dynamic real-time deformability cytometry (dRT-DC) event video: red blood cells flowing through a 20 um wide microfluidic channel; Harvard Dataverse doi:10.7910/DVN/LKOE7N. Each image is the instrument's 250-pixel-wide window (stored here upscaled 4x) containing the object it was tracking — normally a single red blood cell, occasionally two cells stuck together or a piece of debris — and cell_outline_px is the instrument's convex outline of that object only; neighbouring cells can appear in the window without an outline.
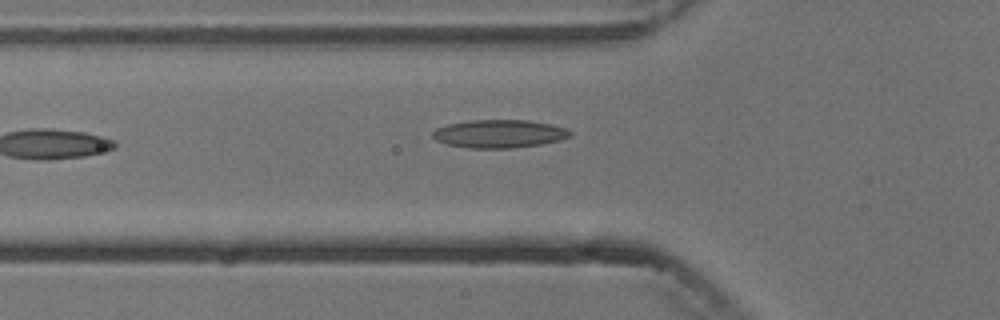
{"species": "common noctule bat (a hibernating species)", "species_latin": "Nyctalus noctula", "temperature_condition": "cold", "stored_images_in_passage": 2, "camera_frame_rate_fps": 3000, "um_per_image_px": 0.085, "animal": {"sex": "male", "body_mass_g": 13.3}, "frame": {"image": 1, "passage_image": 2, "time_ms": 1.333, "image_size_px": [1000, 320], "cell_outline_px": [[572, 136], [560, 140], [540, 144], [512, 148], [468, 148], [448, 144], [436, 140], [432, 136], [432, 132], [436, 128], [448, 124], [472, 120], [528, 120], [568, 128], [572, 132]], "centroid_in_image_um": [42.45, 11.37], "position_along_channel_um": 83.4, "area_um2": 22.48}}